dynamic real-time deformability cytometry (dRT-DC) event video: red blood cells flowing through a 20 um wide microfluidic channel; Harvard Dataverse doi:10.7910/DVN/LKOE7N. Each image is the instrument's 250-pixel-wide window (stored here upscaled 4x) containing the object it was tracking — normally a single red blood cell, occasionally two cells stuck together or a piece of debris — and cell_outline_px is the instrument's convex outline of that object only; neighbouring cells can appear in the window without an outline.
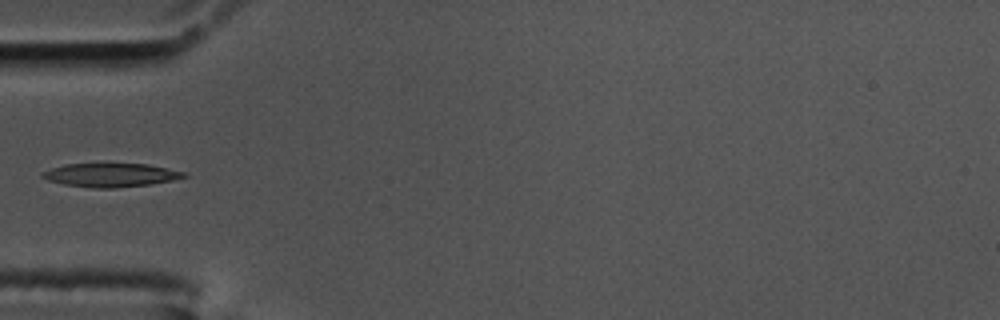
{"species": "common noctule bat (a hibernating species)", "species_latin": "Nyctalus noctula", "temperature_condition": "cold", "stored_images_in_passage": 40, "camera_frame_rate_fps": 3000, "um_per_image_px": 0.085, "animal": {"sex": "male", "body_mass_g": 17.5, "forearm_length_mm": 52.3}, "frame": {"image": 1, "passage_image": 1, "time_ms": 0.0, "image_size_px": [1000, 320], "cell_outline_px": [[188, 176], [172, 180], [152, 184], [116, 188], [92, 188], [64, 184], [48, 180], [40, 176], [44, 172], [52, 168], [68, 164], [104, 160], [148, 164], [184, 172]], "centroid_in_image_um": [9.41, 14.83], "position_along_channel_um": 75.6, "area_um2": 20.4}}
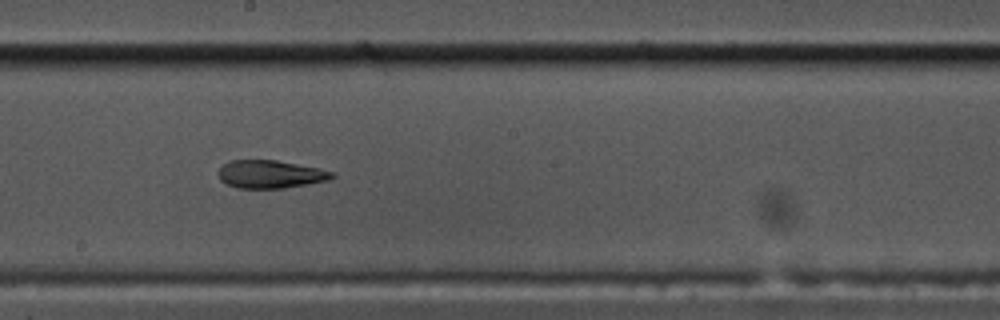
{"frame": {"image": 2, "passage_image": 14, "time_ms": 4.333, "image_size_px": [1000, 320], "cell_outline_px": [[336, 176], [328, 180], [308, 184], [284, 188], [236, 188], [220, 180], [220, 168], [228, 160], [276, 160], [320, 168], [336, 172]], "centroid_in_image_um": [23.03, 14.8], "position_along_channel_um": 225.2, "area_um2": 18.55}}
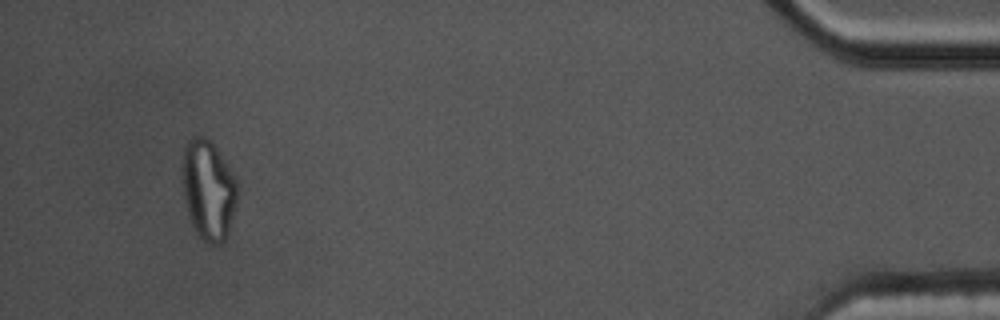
{"frame": {"image": 3, "passage_image": 37, "time_ms": 12.0, "image_size_px": [1000, 320], "cell_outline_px": [[236, 204], [228, 236], [220, 244], [208, 244], [196, 232], [192, 224], [188, 212], [184, 196], [184, 144], [192, 136], [204, 136], [212, 144], [232, 172], [236, 180]], "centroid_in_image_um": [17.72, 16.18], "position_along_channel_um": 417.5, "area_um2": 31.27}}